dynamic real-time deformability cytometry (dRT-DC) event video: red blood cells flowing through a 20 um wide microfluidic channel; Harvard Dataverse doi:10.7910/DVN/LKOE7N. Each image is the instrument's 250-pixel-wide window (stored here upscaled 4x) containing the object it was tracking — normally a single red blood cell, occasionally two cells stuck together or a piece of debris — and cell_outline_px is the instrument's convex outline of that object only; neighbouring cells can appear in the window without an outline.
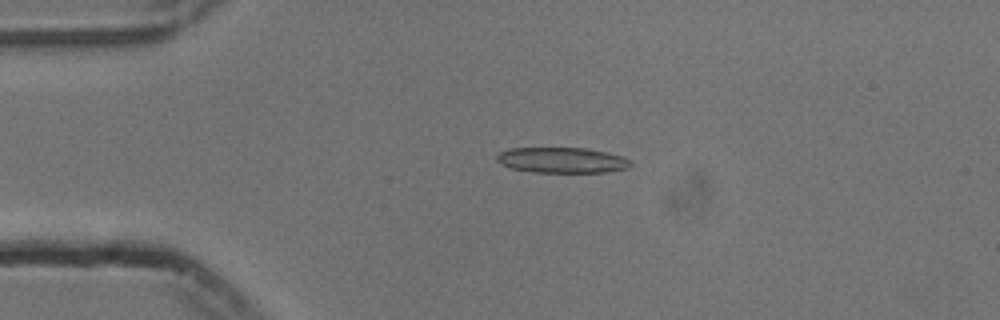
{"species": "common noctule bat (a hibernating species)", "species_latin": "Nyctalus noctula", "temperature_condition": "cold", "stored_images_in_passage": 48, "camera_frame_rate_fps": 3000, "um_per_image_px": 0.085, "animal": {"sex": "male", "body_mass_g": 13.3}, "frame": {"image": 1, "passage_image": 6, "time_ms": 1.667, "image_size_px": [1000, 320], "cell_outline_px": [[632, 164], [628, 168], [604, 172], [532, 172], [512, 168], [496, 160], [496, 156], [500, 152], [508, 148], [588, 148], [608, 152], [624, 156], [632, 160]], "centroid_in_image_um": [47.82, 13.6], "position_along_channel_um": 37.2, "area_um2": 20.0}}
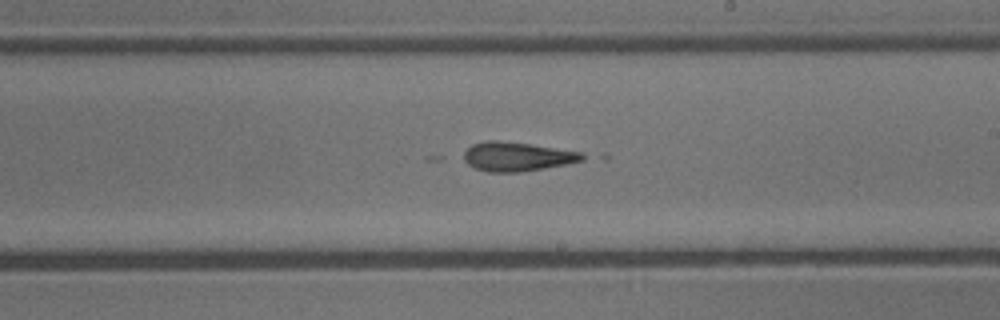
{"frame": {"image": 2, "passage_image": 25, "time_ms": 8.0, "image_size_px": [1000, 320], "cell_outline_px": [[592, 156], [584, 160], [568, 164], [520, 172], [488, 172], [476, 168], [468, 164], [456, 156], [472, 144], [484, 140], [496, 140], [528, 144], [584, 152]], "centroid_in_image_um": [43.93, 13.3], "position_along_channel_um": 245.1, "area_um2": 20.69}}
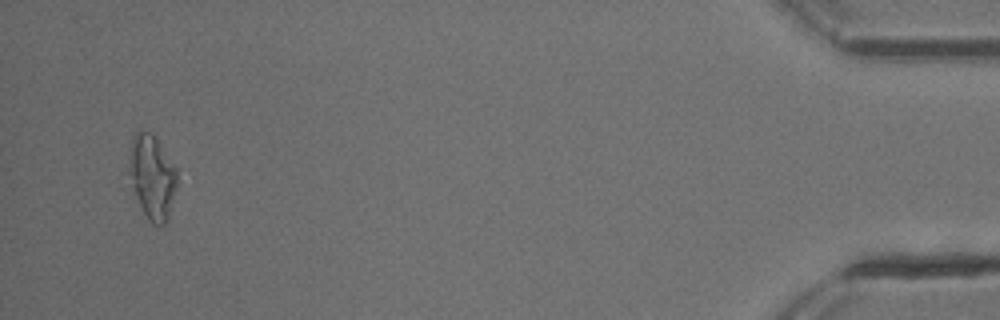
{"frame": {"image": 3, "passage_image": 46, "time_ms": 15.0, "image_size_px": [1000, 320], "cell_outline_px": [[176, 188], [168, 220], [164, 224], [152, 224], [148, 220], [136, 196], [128, 172], [128, 168], [132, 136], [136, 132], [152, 132], [176, 168]], "centroid_in_image_um": [12.93, 15.04], "position_along_channel_um": 422.3, "area_um2": 23.18}, "authors_computed_cell_mechanics": {"area_um2": 20.2011, "velocity_mm_per_s": 3.7696, "shape_relaxation_time_tau1_ms": null, "shape_relaxation_time_tau2_ms": 2.1501, "deformation_change_tau1": null, "deformation_change_tau2": 0.1056}}